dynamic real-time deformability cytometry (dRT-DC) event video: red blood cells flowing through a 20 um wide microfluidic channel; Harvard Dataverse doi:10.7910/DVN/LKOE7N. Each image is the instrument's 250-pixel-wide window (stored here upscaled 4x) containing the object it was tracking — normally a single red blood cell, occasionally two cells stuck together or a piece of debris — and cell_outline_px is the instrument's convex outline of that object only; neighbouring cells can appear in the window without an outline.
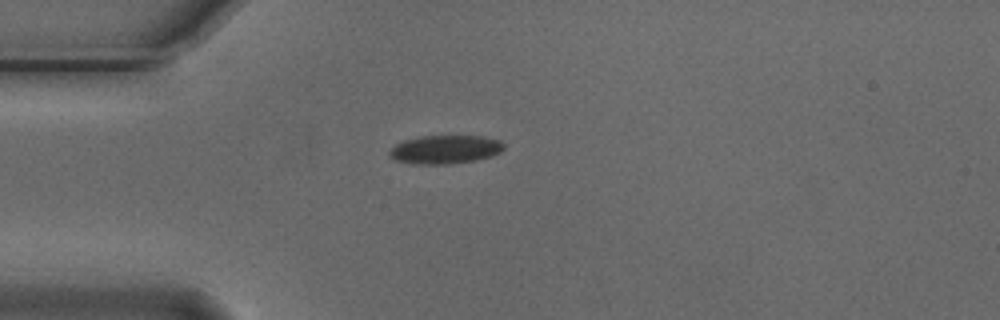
{"species": "Egyptian fruit bat (a non-hibernating species)", "species_latin": "Rousettus aegyptiacus", "temperature_condition": "cold", "stored_images_in_passage": 41, "camera_frame_rate_fps": 3000, "um_per_image_px": 0.085, "animal": {"sex": "male"}, "frame": {"image": 1, "passage_image": 1, "time_ms": 0.0, "image_size_px": [1000, 320], "cell_outline_px": [[504, 148], [500, 152], [492, 156], [476, 160], [448, 164], [412, 164], [396, 160], [388, 156], [388, 152], [396, 144], [404, 140], [424, 136], [480, 136], [500, 140], [504, 144]], "centroid_in_image_um": [37.83, 12.71], "position_along_channel_um": 47.2, "area_um2": 19.02}}
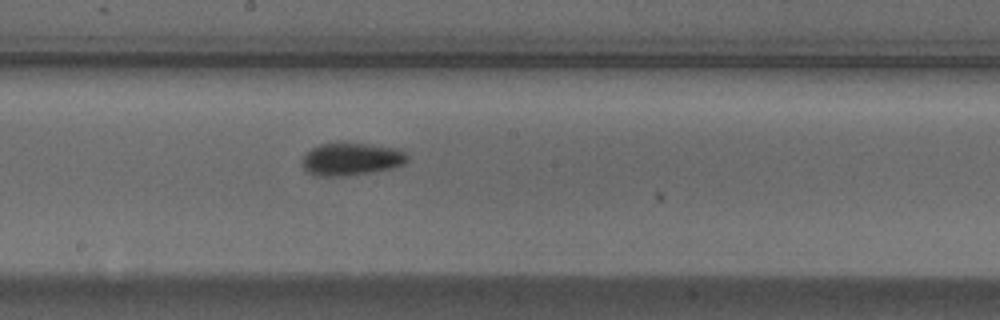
{"frame": {"image": 2, "passage_image": 16, "time_ms": 5.0, "image_size_px": [1000, 320], "cell_outline_px": [[408, 160], [404, 164], [392, 168], [372, 172], [348, 176], [316, 176], [308, 172], [300, 164], [300, 160], [312, 148], [320, 144], [344, 140], [400, 148], [408, 156]], "centroid_in_image_um": [29.86, 13.49], "position_along_channel_um": 218.3, "area_um2": 20.81}}
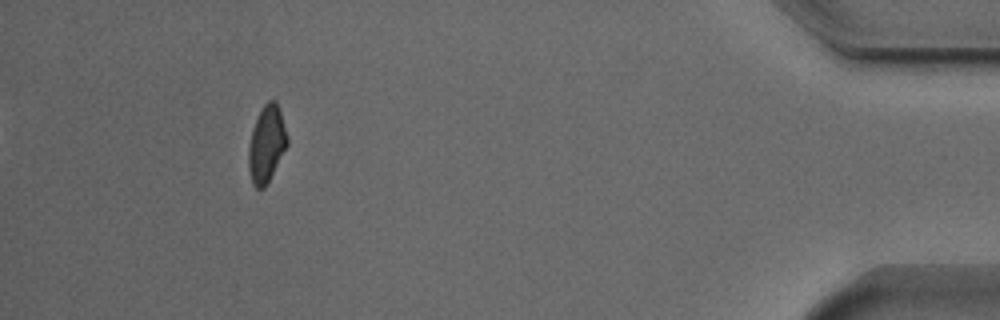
{"frame": {"image": 3, "passage_image": 37, "time_ms": 12.0, "image_size_px": [1000, 320], "cell_outline_px": [[288, 144], [264, 188], [256, 188], [252, 184], [248, 168], [248, 148], [252, 128], [264, 104], [268, 100], [276, 100], [288, 136]], "centroid_in_image_um": [22.64, 12.24], "position_along_channel_um": 412.6, "area_um2": 17.11}, "authors_computed_cell_mechanics": {"area_um2": 18.8428, "velocity_mm_per_s": 3.7134, "shape_relaxation_time_tau1_ms": 3.7545, "shape_relaxation_time_tau2_ms": null, "deformation_change_tau1": 0.0922, "deformation_change_tau2": null}}